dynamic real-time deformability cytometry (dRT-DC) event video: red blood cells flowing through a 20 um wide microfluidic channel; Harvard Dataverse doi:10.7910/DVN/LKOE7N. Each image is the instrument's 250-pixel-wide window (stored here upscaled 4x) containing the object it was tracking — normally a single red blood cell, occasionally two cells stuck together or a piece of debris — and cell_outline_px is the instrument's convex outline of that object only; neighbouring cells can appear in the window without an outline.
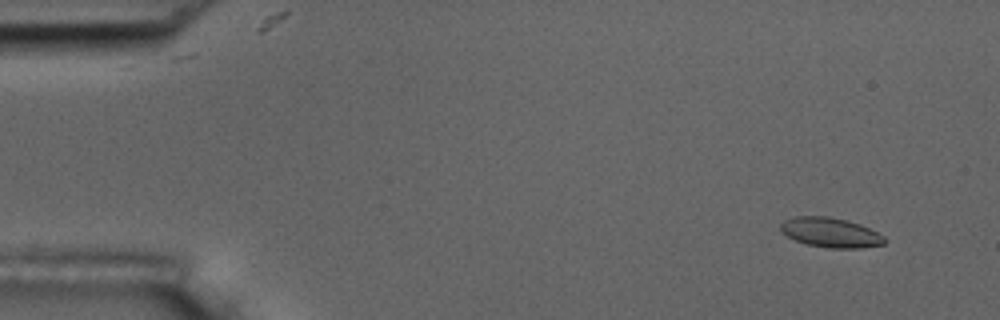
{"species": "common noctule bat (a hibernating species)", "species_latin": "Nyctalus noctula", "temperature_condition": "room temperature", "stored_images_in_passage": 9, "camera_frame_rate_fps": 3000, "um_per_image_px": 0.085, "animal": {"sex": "male", "body_mass_g": 17.5, "forearm_length_mm": 52.3}, "frame": {"image": 1, "passage_image": 2, "time_ms": 1.333, "image_size_px": [1000, 320], "cell_outline_px": [[888, 240], [884, 244], [860, 248], [828, 248], [808, 244], [796, 240], [788, 236], [780, 228], [780, 224], [784, 220], [796, 216], [828, 216], [848, 220], [860, 224], [884, 236]], "centroid_in_image_um": [70.63, 19.76], "position_along_channel_um": 14.4, "area_um2": 17.92}}
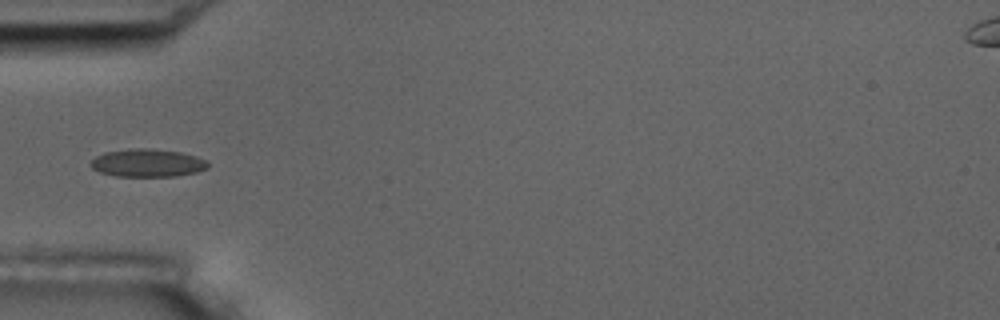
{"frame": {"image": 2, "passage_image": 6, "time_ms": 6.0, "image_size_px": [1000, 320], "cell_outline_px": [[208, 168], [196, 172], [176, 176], [116, 176], [100, 172], [92, 168], [88, 164], [96, 156], [104, 152], [136, 148], [148, 148], [180, 152], [196, 156], [204, 160], [208, 164]], "centroid_in_image_um": [12.51, 13.85], "position_along_channel_um": 72.5, "area_um2": 18.96}}
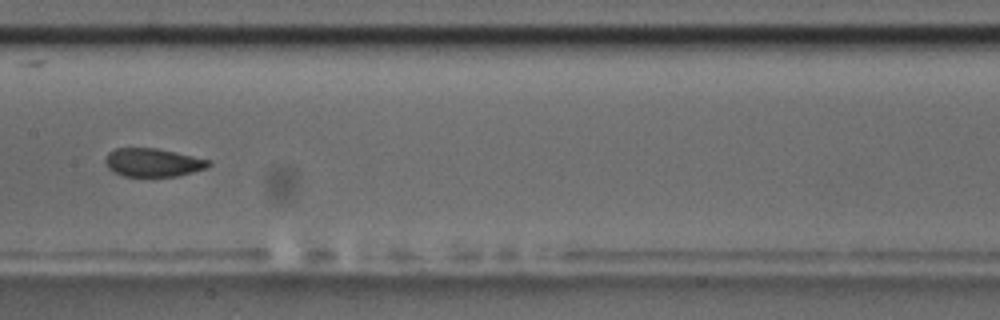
{"frame": {"image": 3, "passage_image": 9, "time_ms": 9.333, "image_size_px": [1000, 320], "cell_outline_px": [[212, 164], [204, 168], [192, 172], [176, 176], [124, 176], [112, 172], [108, 168], [104, 160], [104, 156], [108, 152], [116, 148], [156, 148], [176, 152], [212, 160]], "centroid_in_image_um": [12.97, 13.8], "position_along_channel_um": 194.4, "area_um2": 17.17}}